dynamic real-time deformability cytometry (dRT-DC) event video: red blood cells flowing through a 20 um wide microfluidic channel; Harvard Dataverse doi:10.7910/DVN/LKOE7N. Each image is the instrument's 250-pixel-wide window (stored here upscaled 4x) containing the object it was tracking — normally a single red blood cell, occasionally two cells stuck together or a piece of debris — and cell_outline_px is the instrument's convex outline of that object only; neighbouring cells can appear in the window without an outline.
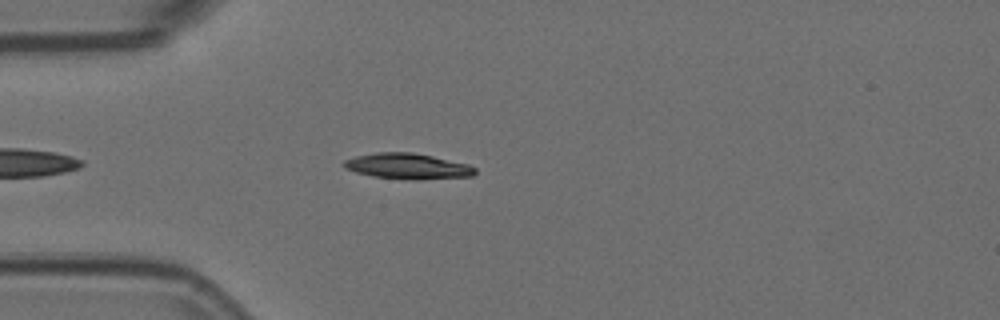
{"species": "Egyptian fruit bat (a non-hibernating species)", "species_latin": "Rousettus aegyptiacus", "temperature_condition": "room temperature", "stored_images_in_passage": 47, "camera_frame_rate_fps": 3000, "um_per_image_px": 0.085, "animal": {"sex": "female"}, "frame": {"image": 1, "passage_image": 6, "time_ms": 1.667, "image_size_px": [1000, 320], "cell_outline_px": [[476, 172], [472, 176], [420, 180], [412, 180], [372, 176], [356, 172], [344, 168], [340, 164], [344, 160], [356, 156], [376, 152], [412, 152], [432, 156], [468, 164], [476, 168]], "centroid_in_image_um": [34.62, 14.13], "position_along_channel_um": 50.4, "area_um2": 19.77}}
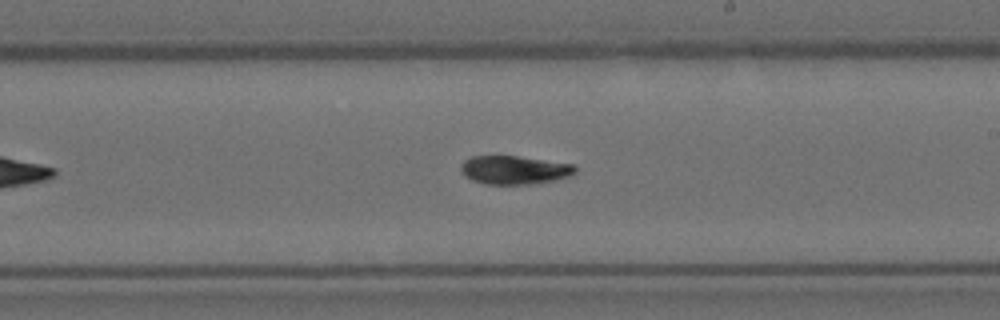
{"frame": {"image": 2, "passage_image": 23, "time_ms": 7.333, "image_size_px": [1000, 320], "cell_outline_px": [[576, 172], [568, 176], [556, 180], [532, 184], [484, 184], [472, 180], [464, 176], [460, 172], [460, 164], [464, 160], [472, 156], [516, 156], [572, 164], [576, 168]], "centroid_in_image_um": [43.66, 14.45], "position_along_channel_um": 245.3, "area_um2": 19.02}}
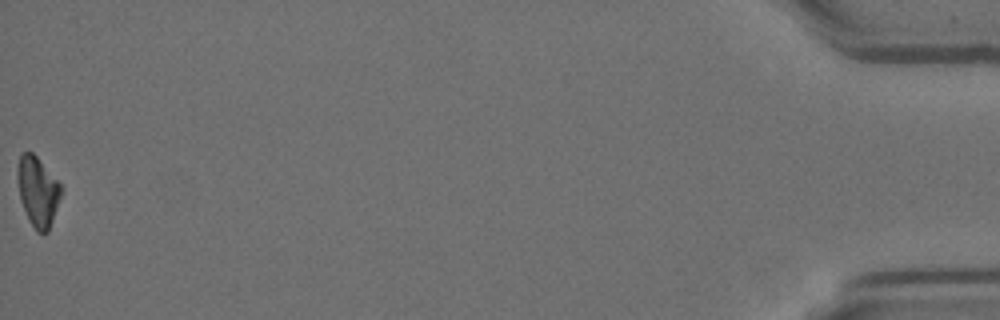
{"frame": {"image": 3, "passage_image": 47, "time_ms": 15.333, "image_size_px": [1000, 320], "cell_outline_px": [[60, 196], [48, 232], [36, 232], [28, 220], [20, 200], [16, 176], [16, 168], [20, 152], [32, 152], [36, 156], [60, 184]], "centroid_in_image_um": [3.15, 16.26], "position_along_channel_um": 432.1, "area_um2": 17.57}, "authors_computed_cell_mechanics": {"area_um2": 19.0162, "velocity_mm_per_s": 3.6152, "shape_relaxation_time_tau1_ms": 4.1952, "shape_relaxation_time_tau2_ms": 6.5646, "deformation_change_tau1": 0.1643, "deformation_change_tau2": 0.1113}}